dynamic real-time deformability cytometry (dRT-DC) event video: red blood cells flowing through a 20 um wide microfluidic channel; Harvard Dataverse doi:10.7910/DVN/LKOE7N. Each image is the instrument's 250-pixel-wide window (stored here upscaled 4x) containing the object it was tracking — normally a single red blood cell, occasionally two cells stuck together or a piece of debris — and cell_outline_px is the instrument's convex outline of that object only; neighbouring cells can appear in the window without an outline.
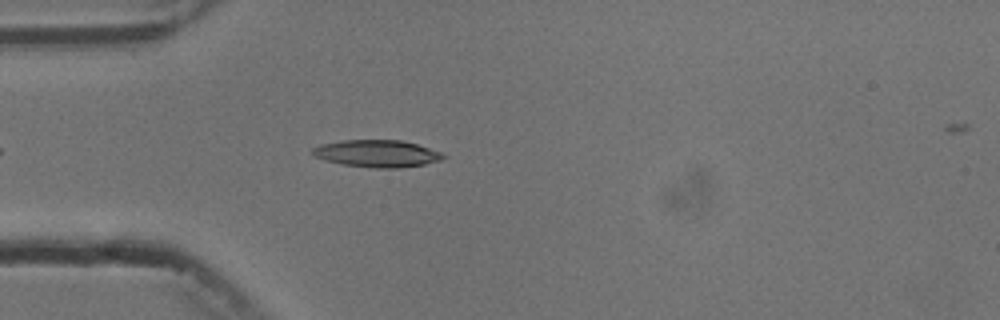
{"species": "common noctule bat (a hibernating species)", "species_latin": "Nyctalus noctula", "temperature_condition": "cold", "stored_images_in_passage": 3, "camera_frame_rate_fps": 3000, "um_per_image_px": 0.085, "animal": {"sex": "male", "body_mass_g": 13.3}, "frame": {"image": 1, "passage_image": 3, "time_ms": 3.0, "image_size_px": [1000, 320], "cell_outline_px": [[448, 156], [440, 160], [424, 164], [396, 168], [376, 168], [344, 164], [324, 160], [316, 156], [312, 152], [312, 148], [320, 144], [344, 140], [400, 140], [416, 144], [444, 152]], "centroid_in_image_um": [32.09, 13.04], "position_along_channel_um": 52.9, "area_um2": 20.58}}